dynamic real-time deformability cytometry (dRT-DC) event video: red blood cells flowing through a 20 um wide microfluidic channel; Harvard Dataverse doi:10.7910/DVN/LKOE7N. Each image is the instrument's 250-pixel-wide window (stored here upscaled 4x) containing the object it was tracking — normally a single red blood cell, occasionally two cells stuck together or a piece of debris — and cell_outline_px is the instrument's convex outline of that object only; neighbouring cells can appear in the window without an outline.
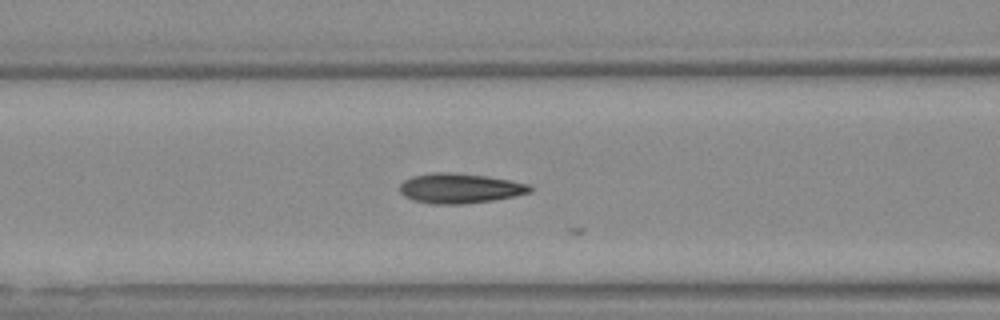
{"species": "Egyptian fruit bat (a non-hibernating species)", "species_latin": "Rousettus aegyptiacus", "temperature_condition": "warm", "stored_images_in_passage": 15, "camera_frame_rate_fps": 3000, "um_per_image_px": 0.085, "animal": {"sex": "female"}, "frame": {"image": 1, "passage_image": 6, "time_ms": 1.667, "image_size_px": [1000, 320], "cell_outline_px": [[532, 192], [492, 200], [464, 204], [432, 204], [416, 200], [404, 196], [400, 192], [400, 184], [404, 180], [412, 176], [432, 172], [452, 172], [484, 176], [508, 180], [528, 184], [532, 188]], "centroid_in_image_um": [39.05, 16.0], "position_along_channel_um": 127.5, "area_um2": 22.48}}